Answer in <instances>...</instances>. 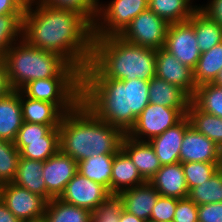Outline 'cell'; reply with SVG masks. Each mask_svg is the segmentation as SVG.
I'll return each mask as SVG.
<instances>
[{
	"instance_id": "7",
	"label": "cell",
	"mask_w": 222,
	"mask_h": 222,
	"mask_svg": "<svg viewBox=\"0 0 222 222\" xmlns=\"http://www.w3.org/2000/svg\"><path fill=\"white\" fill-rule=\"evenodd\" d=\"M148 3V0H112L107 5L99 3L93 37L120 35L135 17L148 9Z\"/></svg>"
},
{
	"instance_id": "40",
	"label": "cell",
	"mask_w": 222,
	"mask_h": 222,
	"mask_svg": "<svg viewBox=\"0 0 222 222\" xmlns=\"http://www.w3.org/2000/svg\"><path fill=\"white\" fill-rule=\"evenodd\" d=\"M177 201V198L165 197L160 195L153 207L150 221L173 222Z\"/></svg>"
},
{
	"instance_id": "26",
	"label": "cell",
	"mask_w": 222,
	"mask_h": 222,
	"mask_svg": "<svg viewBox=\"0 0 222 222\" xmlns=\"http://www.w3.org/2000/svg\"><path fill=\"white\" fill-rule=\"evenodd\" d=\"M194 27L200 53L222 42V27L209 19L199 9L188 20Z\"/></svg>"
},
{
	"instance_id": "13",
	"label": "cell",
	"mask_w": 222,
	"mask_h": 222,
	"mask_svg": "<svg viewBox=\"0 0 222 222\" xmlns=\"http://www.w3.org/2000/svg\"><path fill=\"white\" fill-rule=\"evenodd\" d=\"M156 76L181 88L190 98L194 95L196 84L193 69L182 64L164 47L156 50Z\"/></svg>"
},
{
	"instance_id": "6",
	"label": "cell",
	"mask_w": 222,
	"mask_h": 222,
	"mask_svg": "<svg viewBox=\"0 0 222 222\" xmlns=\"http://www.w3.org/2000/svg\"><path fill=\"white\" fill-rule=\"evenodd\" d=\"M20 91L27 97L55 104L64 114L81 102L82 78H47L28 82Z\"/></svg>"
},
{
	"instance_id": "10",
	"label": "cell",
	"mask_w": 222,
	"mask_h": 222,
	"mask_svg": "<svg viewBox=\"0 0 222 222\" xmlns=\"http://www.w3.org/2000/svg\"><path fill=\"white\" fill-rule=\"evenodd\" d=\"M0 199L21 222L42 221L48 202L13 182L0 185Z\"/></svg>"
},
{
	"instance_id": "24",
	"label": "cell",
	"mask_w": 222,
	"mask_h": 222,
	"mask_svg": "<svg viewBox=\"0 0 222 222\" xmlns=\"http://www.w3.org/2000/svg\"><path fill=\"white\" fill-rule=\"evenodd\" d=\"M191 98L178 86L153 77L149 86V103L168 108H188Z\"/></svg>"
},
{
	"instance_id": "15",
	"label": "cell",
	"mask_w": 222,
	"mask_h": 222,
	"mask_svg": "<svg viewBox=\"0 0 222 222\" xmlns=\"http://www.w3.org/2000/svg\"><path fill=\"white\" fill-rule=\"evenodd\" d=\"M220 148L205 135L189 127L183 136L179 162L219 163Z\"/></svg>"
},
{
	"instance_id": "18",
	"label": "cell",
	"mask_w": 222,
	"mask_h": 222,
	"mask_svg": "<svg viewBox=\"0 0 222 222\" xmlns=\"http://www.w3.org/2000/svg\"><path fill=\"white\" fill-rule=\"evenodd\" d=\"M123 201V209L138 218L150 221V216L160 194L150 184L136 186L118 194Z\"/></svg>"
},
{
	"instance_id": "4",
	"label": "cell",
	"mask_w": 222,
	"mask_h": 222,
	"mask_svg": "<svg viewBox=\"0 0 222 222\" xmlns=\"http://www.w3.org/2000/svg\"><path fill=\"white\" fill-rule=\"evenodd\" d=\"M126 134L99 119L80 102L63 115L59 126L60 151L75 161L91 156L116 154Z\"/></svg>"
},
{
	"instance_id": "44",
	"label": "cell",
	"mask_w": 222,
	"mask_h": 222,
	"mask_svg": "<svg viewBox=\"0 0 222 222\" xmlns=\"http://www.w3.org/2000/svg\"><path fill=\"white\" fill-rule=\"evenodd\" d=\"M28 0H0V15L24 14Z\"/></svg>"
},
{
	"instance_id": "28",
	"label": "cell",
	"mask_w": 222,
	"mask_h": 222,
	"mask_svg": "<svg viewBox=\"0 0 222 222\" xmlns=\"http://www.w3.org/2000/svg\"><path fill=\"white\" fill-rule=\"evenodd\" d=\"M43 222H90L91 212L62 201L59 197L47 202Z\"/></svg>"
},
{
	"instance_id": "1",
	"label": "cell",
	"mask_w": 222,
	"mask_h": 222,
	"mask_svg": "<svg viewBox=\"0 0 222 222\" xmlns=\"http://www.w3.org/2000/svg\"><path fill=\"white\" fill-rule=\"evenodd\" d=\"M22 39L37 49L60 54L81 72L92 59L93 25L73 10L28 0Z\"/></svg>"
},
{
	"instance_id": "37",
	"label": "cell",
	"mask_w": 222,
	"mask_h": 222,
	"mask_svg": "<svg viewBox=\"0 0 222 222\" xmlns=\"http://www.w3.org/2000/svg\"><path fill=\"white\" fill-rule=\"evenodd\" d=\"M185 180L189 191L208 181L219 169L218 163L186 162L182 163Z\"/></svg>"
},
{
	"instance_id": "45",
	"label": "cell",
	"mask_w": 222,
	"mask_h": 222,
	"mask_svg": "<svg viewBox=\"0 0 222 222\" xmlns=\"http://www.w3.org/2000/svg\"><path fill=\"white\" fill-rule=\"evenodd\" d=\"M12 91L8 80L5 61L3 58H0V99L6 97Z\"/></svg>"
},
{
	"instance_id": "33",
	"label": "cell",
	"mask_w": 222,
	"mask_h": 222,
	"mask_svg": "<svg viewBox=\"0 0 222 222\" xmlns=\"http://www.w3.org/2000/svg\"><path fill=\"white\" fill-rule=\"evenodd\" d=\"M59 126L23 122L14 145L20 152L26 146V141L59 140Z\"/></svg>"
},
{
	"instance_id": "36",
	"label": "cell",
	"mask_w": 222,
	"mask_h": 222,
	"mask_svg": "<svg viewBox=\"0 0 222 222\" xmlns=\"http://www.w3.org/2000/svg\"><path fill=\"white\" fill-rule=\"evenodd\" d=\"M54 8L69 9L83 15L92 25L94 24L99 9L100 0H33Z\"/></svg>"
},
{
	"instance_id": "34",
	"label": "cell",
	"mask_w": 222,
	"mask_h": 222,
	"mask_svg": "<svg viewBox=\"0 0 222 222\" xmlns=\"http://www.w3.org/2000/svg\"><path fill=\"white\" fill-rule=\"evenodd\" d=\"M188 197L198 206L222 202V172L218 170L208 181L193 187Z\"/></svg>"
},
{
	"instance_id": "49",
	"label": "cell",
	"mask_w": 222,
	"mask_h": 222,
	"mask_svg": "<svg viewBox=\"0 0 222 222\" xmlns=\"http://www.w3.org/2000/svg\"><path fill=\"white\" fill-rule=\"evenodd\" d=\"M218 169L222 172V147L220 148Z\"/></svg>"
},
{
	"instance_id": "39",
	"label": "cell",
	"mask_w": 222,
	"mask_h": 222,
	"mask_svg": "<svg viewBox=\"0 0 222 222\" xmlns=\"http://www.w3.org/2000/svg\"><path fill=\"white\" fill-rule=\"evenodd\" d=\"M59 150V140H35L26 141V146L19 153L21 158L44 162Z\"/></svg>"
},
{
	"instance_id": "21",
	"label": "cell",
	"mask_w": 222,
	"mask_h": 222,
	"mask_svg": "<svg viewBox=\"0 0 222 222\" xmlns=\"http://www.w3.org/2000/svg\"><path fill=\"white\" fill-rule=\"evenodd\" d=\"M23 124L20 90L0 99V139L14 142Z\"/></svg>"
},
{
	"instance_id": "46",
	"label": "cell",
	"mask_w": 222,
	"mask_h": 222,
	"mask_svg": "<svg viewBox=\"0 0 222 222\" xmlns=\"http://www.w3.org/2000/svg\"><path fill=\"white\" fill-rule=\"evenodd\" d=\"M0 222H21L0 199Z\"/></svg>"
},
{
	"instance_id": "27",
	"label": "cell",
	"mask_w": 222,
	"mask_h": 222,
	"mask_svg": "<svg viewBox=\"0 0 222 222\" xmlns=\"http://www.w3.org/2000/svg\"><path fill=\"white\" fill-rule=\"evenodd\" d=\"M115 154H104L96 157H89L77 162V169L80 174L104 186L110 192L112 175V163Z\"/></svg>"
},
{
	"instance_id": "20",
	"label": "cell",
	"mask_w": 222,
	"mask_h": 222,
	"mask_svg": "<svg viewBox=\"0 0 222 222\" xmlns=\"http://www.w3.org/2000/svg\"><path fill=\"white\" fill-rule=\"evenodd\" d=\"M122 149L129 155L146 181H149L162 167L148 141H137L125 135L122 141Z\"/></svg>"
},
{
	"instance_id": "9",
	"label": "cell",
	"mask_w": 222,
	"mask_h": 222,
	"mask_svg": "<svg viewBox=\"0 0 222 222\" xmlns=\"http://www.w3.org/2000/svg\"><path fill=\"white\" fill-rule=\"evenodd\" d=\"M169 24L149 8L135 17L119 35L129 43L158 50L165 46Z\"/></svg>"
},
{
	"instance_id": "25",
	"label": "cell",
	"mask_w": 222,
	"mask_h": 222,
	"mask_svg": "<svg viewBox=\"0 0 222 222\" xmlns=\"http://www.w3.org/2000/svg\"><path fill=\"white\" fill-rule=\"evenodd\" d=\"M148 8L168 24L188 21L198 10L192 0H148Z\"/></svg>"
},
{
	"instance_id": "47",
	"label": "cell",
	"mask_w": 222,
	"mask_h": 222,
	"mask_svg": "<svg viewBox=\"0 0 222 222\" xmlns=\"http://www.w3.org/2000/svg\"><path fill=\"white\" fill-rule=\"evenodd\" d=\"M120 222H147L144 219L138 218L133 214L128 213L124 209L120 216Z\"/></svg>"
},
{
	"instance_id": "3",
	"label": "cell",
	"mask_w": 222,
	"mask_h": 222,
	"mask_svg": "<svg viewBox=\"0 0 222 222\" xmlns=\"http://www.w3.org/2000/svg\"><path fill=\"white\" fill-rule=\"evenodd\" d=\"M156 76V50L137 46L119 35L93 37L92 59L82 78L141 79Z\"/></svg>"
},
{
	"instance_id": "48",
	"label": "cell",
	"mask_w": 222,
	"mask_h": 222,
	"mask_svg": "<svg viewBox=\"0 0 222 222\" xmlns=\"http://www.w3.org/2000/svg\"><path fill=\"white\" fill-rule=\"evenodd\" d=\"M212 83L219 86V87H222V69L220 70L217 77L215 78V80Z\"/></svg>"
},
{
	"instance_id": "32",
	"label": "cell",
	"mask_w": 222,
	"mask_h": 222,
	"mask_svg": "<svg viewBox=\"0 0 222 222\" xmlns=\"http://www.w3.org/2000/svg\"><path fill=\"white\" fill-rule=\"evenodd\" d=\"M24 14L0 15V58L7 50L22 39Z\"/></svg>"
},
{
	"instance_id": "5",
	"label": "cell",
	"mask_w": 222,
	"mask_h": 222,
	"mask_svg": "<svg viewBox=\"0 0 222 222\" xmlns=\"http://www.w3.org/2000/svg\"><path fill=\"white\" fill-rule=\"evenodd\" d=\"M3 59L12 90L38 79L82 78V72L60 54L37 49L24 39L12 45Z\"/></svg>"
},
{
	"instance_id": "22",
	"label": "cell",
	"mask_w": 222,
	"mask_h": 222,
	"mask_svg": "<svg viewBox=\"0 0 222 222\" xmlns=\"http://www.w3.org/2000/svg\"><path fill=\"white\" fill-rule=\"evenodd\" d=\"M42 172V161L20 157L16 175L12 182L50 201L54 197L47 191Z\"/></svg>"
},
{
	"instance_id": "43",
	"label": "cell",
	"mask_w": 222,
	"mask_h": 222,
	"mask_svg": "<svg viewBox=\"0 0 222 222\" xmlns=\"http://www.w3.org/2000/svg\"><path fill=\"white\" fill-rule=\"evenodd\" d=\"M198 9L222 27V0H210L205 6H198Z\"/></svg>"
},
{
	"instance_id": "12",
	"label": "cell",
	"mask_w": 222,
	"mask_h": 222,
	"mask_svg": "<svg viewBox=\"0 0 222 222\" xmlns=\"http://www.w3.org/2000/svg\"><path fill=\"white\" fill-rule=\"evenodd\" d=\"M110 192L102 185L77 172L67 183L60 199L90 212L105 201Z\"/></svg>"
},
{
	"instance_id": "31",
	"label": "cell",
	"mask_w": 222,
	"mask_h": 222,
	"mask_svg": "<svg viewBox=\"0 0 222 222\" xmlns=\"http://www.w3.org/2000/svg\"><path fill=\"white\" fill-rule=\"evenodd\" d=\"M191 102L201 111L222 118V87L204 83L196 87Z\"/></svg>"
},
{
	"instance_id": "2",
	"label": "cell",
	"mask_w": 222,
	"mask_h": 222,
	"mask_svg": "<svg viewBox=\"0 0 222 222\" xmlns=\"http://www.w3.org/2000/svg\"><path fill=\"white\" fill-rule=\"evenodd\" d=\"M150 81L82 78L81 102L99 119L127 134L149 104Z\"/></svg>"
},
{
	"instance_id": "35",
	"label": "cell",
	"mask_w": 222,
	"mask_h": 222,
	"mask_svg": "<svg viewBox=\"0 0 222 222\" xmlns=\"http://www.w3.org/2000/svg\"><path fill=\"white\" fill-rule=\"evenodd\" d=\"M19 158L14 142L0 139V185L14 180Z\"/></svg>"
},
{
	"instance_id": "23",
	"label": "cell",
	"mask_w": 222,
	"mask_h": 222,
	"mask_svg": "<svg viewBox=\"0 0 222 222\" xmlns=\"http://www.w3.org/2000/svg\"><path fill=\"white\" fill-rule=\"evenodd\" d=\"M23 122L60 125L64 113L55 105L45 101L31 99L20 91Z\"/></svg>"
},
{
	"instance_id": "19",
	"label": "cell",
	"mask_w": 222,
	"mask_h": 222,
	"mask_svg": "<svg viewBox=\"0 0 222 222\" xmlns=\"http://www.w3.org/2000/svg\"><path fill=\"white\" fill-rule=\"evenodd\" d=\"M147 181L141 176L129 155L121 148L112 163L110 194H119Z\"/></svg>"
},
{
	"instance_id": "38",
	"label": "cell",
	"mask_w": 222,
	"mask_h": 222,
	"mask_svg": "<svg viewBox=\"0 0 222 222\" xmlns=\"http://www.w3.org/2000/svg\"><path fill=\"white\" fill-rule=\"evenodd\" d=\"M123 201L118 194H111L91 211L90 222H120Z\"/></svg>"
},
{
	"instance_id": "30",
	"label": "cell",
	"mask_w": 222,
	"mask_h": 222,
	"mask_svg": "<svg viewBox=\"0 0 222 222\" xmlns=\"http://www.w3.org/2000/svg\"><path fill=\"white\" fill-rule=\"evenodd\" d=\"M221 69L222 42L201 53L196 67L193 69V78L196 86L204 83H212Z\"/></svg>"
},
{
	"instance_id": "16",
	"label": "cell",
	"mask_w": 222,
	"mask_h": 222,
	"mask_svg": "<svg viewBox=\"0 0 222 222\" xmlns=\"http://www.w3.org/2000/svg\"><path fill=\"white\" fill-rule=\"evenodd\" d=\"M190 126V121L185 116L179 123L148 141L162 166L179 163L183 136Z\"/></svg>"
},
{
	"instance_id": "17",
	"label": "cell",
	"mask_w": 222,
	"mask_h": 222,
	"mask_svg": "<svg viewBox=\"0 0 222 222\" xmlns=\"http://www.w3.org/2000/svg\"><path fill=\"white\" fill-rule=\"evenodd\" d=\"M149 182L161 196L177 199L188 197L189 189L181 162L162 166Z\"/></svg>"
},
{
	"instance_id": "41",
	"label": "cell",
	"mask_w": 222,
	"mask_h": 222,
	"mask_svg": "<svg viewBox=\"0 0 222 222\" xmlns=\"http://www.w3.org/2000/svg\"><path fill=\"white\" fill-rule=\"evenodd\" d=\"M173 222H198V205L189 197L178 199Z\"/></svg>"
},
{
	"instance_id": "29",
	"label": "cell",
	"mask_w": 222,
	"mask_h": 222,
	"mask_svg": "<svg viewBox=\"0 0 222 222\" xmlns=\"http://www.w3.org/2000/svg\"><path fill=\"white\" fill-rule=\"evenodd\" d=\"M186 116L191 127L212 140L219 148L222 147V118L199 110L192 102Z\"/></svg>"
},
{
	"instance_id": "14",
	"label": "cell",
	"mask_w": 222,
	"mask_h": 222,
	"mask_svg": "<svg viewBox=\"0 0 222 222\" xmlns=\"http://www.w3.org/2000/svg\"><path fill=\"white\" fill-rule=\"evenodd\" d=\"M78 172L77 161L60 150L43 162L42 176L47 191L58 198L64 192L67 183Z\"/></svg>"
},
{
	"instance_id": "42",
	"label": "cell",
	"mask_w": 222,
	"mask_h": 222,
	"mask_svg": "<svg viewBox=\"0 0 222 222\" xmlns=\"http://www.w3.org/2000/svg\"><path fill=\"white\" fill-rule=\"evenodd\" d=\"M198 222H222V202L199 205Z\"/></svg>"
},
{
	"instance_id": "8",
	"label": "cell",
	"mask_w": 222,
	"mask_h": 222,
	"mask_svg": "<svg viewBox=\"0 0 222 222\" xmlns=\"http://www.w3.org/2000/svg\"><path fill=\"white\" fill-rule=\"evenodd\" d=\"M187 111L188 108H168L149 103L126 135L137 141H149L179 123Z\"/></svg>"
},
{
	"instance_id": "11",
	"label": "cell",
	"mask_w": 222,
	"mask_h": 222,
	"mask_svg": "<svg viewBox=\"0 0 222 222\" xmlns=\"http://www.w3.org/2000/svg\"><path fill=\"white\" fill-rule=\"evenodd\" d=\"M164 48L191 69L196 67L201 55L194 27L189 21L169 24Z\"/></svg>"
}]
</instances>
